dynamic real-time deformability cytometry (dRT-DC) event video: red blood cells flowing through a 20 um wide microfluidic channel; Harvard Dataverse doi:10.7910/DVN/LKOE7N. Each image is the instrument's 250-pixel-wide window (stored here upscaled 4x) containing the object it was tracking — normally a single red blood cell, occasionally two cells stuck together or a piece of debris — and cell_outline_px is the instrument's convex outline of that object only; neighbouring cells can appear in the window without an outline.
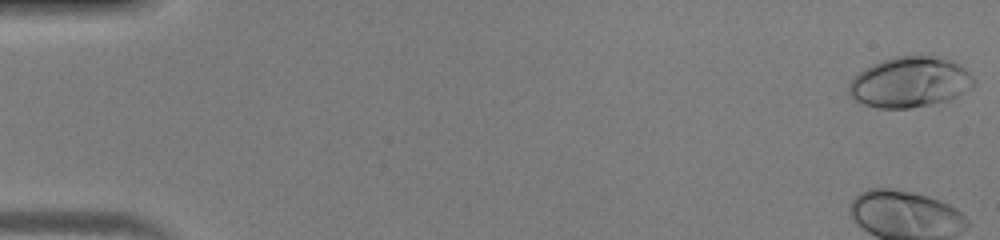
{"species": "human", "species_latin": "Homo sapiens", "temperature_condition": "warm", "stored_images_in_passage": 39, "camera_frame_rate_fps": 3000, "um_per_image_px": 0.085, "donor": {"sex": "male"}, "frame": {"image": 1, "passage_image": 1, "time_ms": 0.0, "image_size_px": [1000, 240], "cell_outline_px": [[976, 84], [972, 88], [948, 100], [932, 104], [908, 108], [876, 108], [864, 104], [856, 100], [848, 92], [848, 84], [864, 68], [872, 64], [896, 56], [936, 56], [952, 60], [960, 64], [976, 80]], "centroid_in_image_um": [77.37, 6.98], "position_along_channel_um": 7.6, "area_um2": 36.76}}